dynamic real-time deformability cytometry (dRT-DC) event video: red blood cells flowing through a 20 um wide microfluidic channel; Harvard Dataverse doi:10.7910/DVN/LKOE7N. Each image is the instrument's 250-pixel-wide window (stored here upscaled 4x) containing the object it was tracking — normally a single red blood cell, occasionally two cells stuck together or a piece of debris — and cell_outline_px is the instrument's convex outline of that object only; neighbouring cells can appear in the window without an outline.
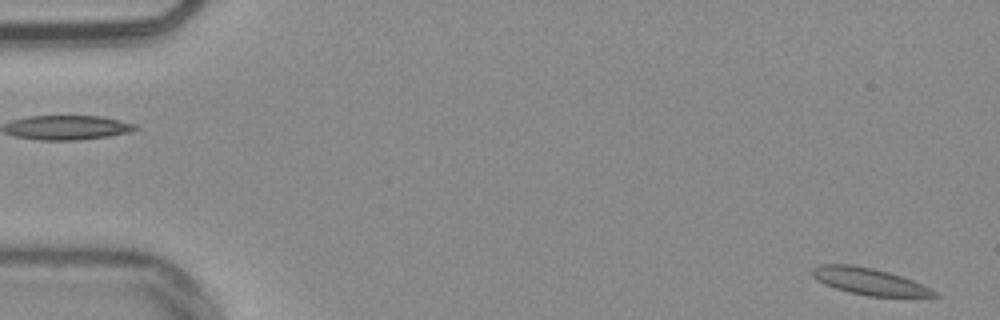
{"species": "common noctule bat (a hibernating species)", "species_latin": "Nyctalus noctula", "temperature_condition": "warm", "stored_images_in_passage": 52, "camera_frame_rate_fps": 3000, "um_per_image_px": 0.085, "animal": {"sex": "male", "body_mass_g": 20.4}, "frame": {"image": 1, "passage_image": 1, "time_ms": 0.0, "image_size_px": [1000, 320], "cell_outline_px": [[940, 296], [868, 296], [848, 292], [824, 284], [816, 280], [812, 276], [812, 268], [820, 264], [848, 264], [872, 268], [888, 272], [912, 280], [936, 292]], "centroid_in_image_um": [73.81, 23.91], "position_along_channel_um": 11.2, "area_um2": 18.67}}
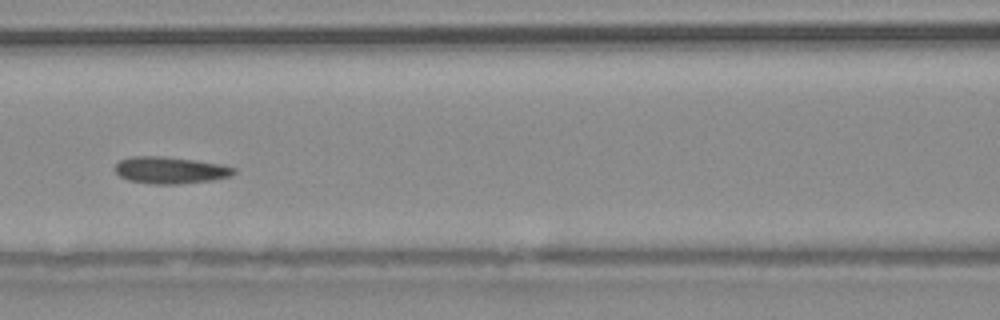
{"frame": {"image": 2, "passage_image": 23, "time_ms": 7.333, "image_size_px": [1000, 320], "cell_outline_px": [[236, 172], [232, 176], [212, 180], [176, 184], [152, 184], [128, 180], [120, 176], [116, 172], [116, 164], [120, 160], [132, 156], [164, 156], [196, 160], [220, 164], [236, 168]], "centroid_in_image_um": [14.49, 14.46], "position_along_channel_um": 152.1, "area_um2": 18.61}}
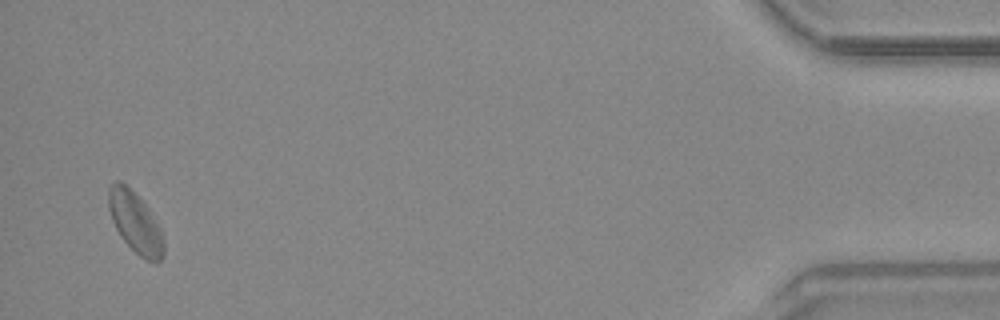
{"frame": {"image": 3, "passage_image": 51, "time_ms": 16.667, "image_size_px": [1000, 320], "cell_outline_px": [[164, 256], [156, 264], [140, 256], [120, 236], [112, 220], [108, 208], [108, 188], [116, 180], [120, 180], [148, 208], [160, 228], [164, 240]], "centroid_in_image_um": [11.5, 18.94], "position_along_channel_um": 423.7, "area_um2": 19.25}, "authors_computed_cell_mechanics": {"area_um2": 18.3804, "velocity_mm_per_s": 3.7988, "shape_relaxation_time_tau1_ms": 6.5691, "shape_relaxation_time_tau2_ms": 2.7862, "deformation_change_tau1": 0.1106, "deformation_change_tau2": 0.0822}}